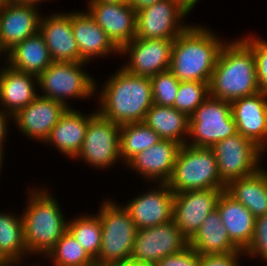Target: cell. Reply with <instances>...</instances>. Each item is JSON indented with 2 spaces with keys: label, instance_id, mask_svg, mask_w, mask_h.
<instances>
[{
  "label": "cell",
  "instance_id": "cell-39",
  "mask_svg": "<svg viewBox=\"0 0 267 266\" xmlns=\"http://www.w3.org/2000/svg\"><path fill=\"white\" fill-rule=\"evenodd\" d=\"M241 252L216 254V255H201L200 266H238L237 255Z\"/></svg>",
  "mask_w": 267,
  "mask_h": 266
},
{
  "label": "cell",
  "instance_id": "cell-21",
  "mask_svg": "<svg viewBox=\"0 0 267 266\" xmlns=\"http://www.w3.org/2000/svg\"><path fill=\"white\" fill-rule=\"evenodd\" d=\"M230 240L245 251L254 236L255 216L242 204L222 191L216 205Z\"/></svg>",
  "mask_w": 267,
  "mask_h": 266
},
{
  "label": "cell",
  "instance_id": "cell-1",
  "mask_svg": "<svg viewBox=\"0 0 267 266\" xmlns=\"http://www.w3.org/2000/svg\"><path fill=\"white\" fill-rule=\"evenodd\" d=\"M224 44L209 83V96L232 102L260 92L251 47L242 39Z\"/></svg>",
  "mask_w": 267,
  "mask_h": 266
},
{
  "label": "cell",
  "instance_id": "cell-11",
  "mask_svg": "<svg viewBox=\"0 0 267 266\" xmlns=\"http://www.w3.org/2000/svg\"><path fill=\"white\" fill-rule=\"evenodd\" d=\"M120 126L97 113L86 129L82 147L75 158L86 160L96 167L111 166L120 157Z\"/></svg>",
  "mask_w": 267,
  "mask_h": 266
},
{
  "label": "cell",
  "instance_id": "cell-3",
  "mask_svg": "<svg viewBox=\"0 0 267 266\" xmlns=\"http://www.w3.org/2000/svg\"><path fill=\"white\" fill-rule=\"evenodd\" d=\"M223 45L208 29L187 26L173 42L169 70L179 81L210 83Z\"/></svg>",
  "mask_w": 267,
  "mask_h": 266
},
{
  "label": "cell",
  "instance_id": "cell-43",
  "mask_svg": "<svg viewBox=\"0 0 267 266\" xmlns=\"http://www.w3.org/2000/svg\"><path fill=\"white\" fill-rule=\"evenodd\" d=\"M119 266H157V264L154 262H140L135 260H129L128 262H125Z\"/></svg>",
  "mask_w": 267,
  "mask_h": 266
},
{
  "label": "cell",
  "instance_id": "cell-19",
  "mask_svg": "<svg viewBox=\"0 0 267 266\" xmlns=\"http://www.w3.org/2000/svg\"><path fill=\"white\" fill-rule=\"evenodd\" d=\"M67 109V105L38 96L13 118L25 135L45 141Z\"/></svg>",
  "mask_w": 267,
  "mask_h": 266
},
{
  "label": "cell",
  "instance_id": "cell-41",
  "mask_svg": "<svg viewBox=\"0 0 267 266\" xmlns=\"http://www.w3.org/2000/svg\"><path fill=\"white\" fill-rule=\"evenodd\" d=\"M6 113L0 111V150L2 151V143L6 135Z\"/></svg>",
  "mask_w": 267,
  "mask_h": 266
},
{
  "label": "cell",
  "instance_id": "cell-36",
  "mask_svg": "<svg viewBox=\"0 0 267 266\" xmlns=\"http://www.w3.org/2000/svg\"><path fill=\"white\" fill-rule=\"evenodd\" d=\"M252 49L260 91L267 93V41L243 39Z\"/></svg>",
  "mask_w": 267,
  "mask_h": 266
},
{
  "label": "cell",
  "instance_id": "cell-26",
  "mask_svg": "<svg viewBox=\"0 0 267 266\" xmlns=\"http://www.w3.org/2000/svg\"><path fill=\"white\" fill-rule=\"evenodd\" d=\"M32 77L37 79L32 74L17 71L10 66L0 72V101L12 117L38 97Z\"/></svg>",
  "mask_w": 267,
  "mask_h": 266
},
{
  "label": "cell",
  "instance_id": "cell-25",
  "mask_svg": "<svg viewBox=\"0 0 267 266\" xmlns=\"http://www.w3.org/2000/svg\"><path fill=\"white\" fill-rule=\"evenodd\" d=\"M97 113L85 117L79 111L68 108L45 142H52L60 152L75 158L82 147L89 121Z\"/></svg>",
  "mask_w": 267,
  "mask_h": 266
},
{
  "label": "cell",
  "instance_id": "cell-29",
  "mask_svg": "<svg viewBox=\"0 0 267 266\" xmlns=\"http://www.w3.org/2000/svg\"><path fill=\"white\" fill-rule=\"evenodd\" d=\"M144 123L163 140H172L181 146L187 144L182 135L189 133V116L174 107L153 104L146 113Z\"/></svg>",
  "mask_w": 267,
  "mask_h": 266
},
{
  "label": "cell",
  "instance_id": "cell-38",
  "mask_svg": "<svg viewBox=\"0 0 267 266\" xmlns=\"http://www.w3.org/2000/svg\"><path fill=\"white\" fill-rule=\"evenodd\" d=\"M157 266H200L201 255L191 246L160 259Z\"/></svg>",
  "mask_w": 267,
  "mask_h": 266
},
{
  "label": "cell",
  "instance_id": "cell-44",
  "mask_svg": "<svg viewBox=\"0 0 267 266\" xmlns=\"http://www.w3.org/2000/svg\"><path fill=\"white\" fill-rule=\"evenodd\" d=\"M90 2H102L107 4H123L128 3L129 0H91Z\"/></svg>",
  "mask_w": 267,
  "mask_h": 266
},
{
  "label": "cell",
  "instance_id": "cell-28",
  "mask_svg": "<svg viewBox=\"0 0 267 266\" xmlns=\"http://www.w3.org/2000/svg\"><path fill=\"white\" fill-rule=\"evenodd\" d=\"M225 191L255 218L267 214V171L260 168L251 175L233 180L226 185Z\"/></svg>",
  "mask_w": 267,
  "mask_h": 266
},
{
  "label": "cell",
  "instance_id": "cell-35",
  "mask_svg": "<svg viewBox=\"0 0 267 266\" xmlns=\"http://www.w3.org/2000/svg\"><path fill=\"white\" fill-rule=\"evenodd\" d=\"M153 103L159 106L173 107L180 81L170 71H163L150 77Z\"/></svg>",
  "mask_w": 267,
  "mask_h": 266
},
{
  "label": "cell",
  "instance_id": "cell-7",
  "mask_svg": "<svg viewBox=\"0 0 267 266\" xmlns=\"http://www.w3.org/2000/svg\"><path fill=\"white\" fill-rule=\"evenodd\" d=\"M237 133L228 101L211 96L190 115L189 133L194 136L191 146L211 148Z\"/></svg>",
  "mask_w": 267,
  "mask_h": 266
},
{
  "label": "cell",
  "instance_id": "cell-24",
  "mask_svg": "<svg viewBox=\"0 0 267 266\" xmlns=\"http://www.w3.org/2000/svg\"><path fill=\"white\" fill-rule=\"evenodd\" d=\"M189 246L200 255H216L241 251L230 240L217 208L207 215L196 234L189 240Z\"/></svg>",
  "mask_w": 267,
  "mask_h": 266
},
{
  "label": "cell",
  "instance_id": "cell-42",
  "mask_svg": "<svg viewBox=\"0 0 267 266\" xmlns=\"http://www.w3.org/2000/svg\"><path fill=\"white\" fill-rule=\"evenodd\" d=\"M176 2L180 7H182L187 13L194 7L198 0H171Z\"/></svg>",
  "mask_w": 267,
  "mask_h": 266
},
{
  "label": "cell",
  "instance_id": "cell-13",
  "mask_svg": "<svg viewBox=\"0 0 267 266\" xmlns=\"http://www.w3.org/2000/svg\"><path fill=\"white\" fill-rule=\"evenodd\" d=\"M225 189L189 190L174 193L173 221L190 240L207 215L216 209L217 201Z\"/></svg>",
  "mask_w": 267,
  "mask_h": 266
},
{
  "label": "cell",
  "instance_id": "cell-32",
  "mask_svg": "<svg viewBox=\"0 0 267 266\" xmlns=\"http://www.w3.org/2000/svg\"><path fill=\"white\" fill-rule=\"evenodd\" d=\"M67 230L95 261L102 241V225L99 216H81V218L67 223Z\"/></svg>",
  "mask_w": 267,
  "mask_h": 266
},
{
  "label": "cell",
  "instance_id": "cell-15",
  "mask_svg": "<svg viewBox=\"0 0 267 266\" xmlns=\"http://www.w3.org/2000/svg\"><path fill=\"white\" fill-rule=\"evenodd\" d=\"M33 2H10L0 6V48L9 51L39 32L40 16Z\"/></svg>",
  "mask_w": 267,
  "mask_h": 266
},
{
  "label": "cell",
  "instance_id": "cell-6",
  "mask_svg": "<svg viewBox=\"0 0 267 266\" xmlns=\"http://www.w3.org/2000/svg\"><path fill=\"white\" fill-rule=\"evenodd\" d=\"M98 216L102 225V241L95 265L119 266L128 262L137 230L128 211L115 203L106 202Z\"/></svg>",
  "mask_w": 267,
  "mask_h": 266
},
{
  "label": "cell",
  "instance_id": "cell-17",
  "mask_svg": "<svg viewBox=\"0 0 267 266\" xmlns=\"http://www.w3.org/2000/svg\"><path fill=\"white\" fill-rule=\"evenodd\" d=\"M267 93L260 91L252 96L230 102L237 133L254 142L262 150L267 137Z\"/></svg>",
  "mask_w": 267,
  "mask_h": 266
},
{
  "label": "cell",
  "instance_id": "cell-46",
  "mask_svg": "<svg viewBox=\"0 0 267 266\" xmlns=\"http://www.w3.org/2000/svg\"><path fill=\"white\" fill-rule=\"evenodd\" d=\"M18 263V261H0V266H9V263H10V265H11V263H12V265H13V263Z\"/></svg>",
  "mask_w": 267,
  "mask_h": 266
},
{
  "label": "cell",
  "instance_id": "cell-5",
  "mask_svg": "<svg viewBox=\"0 0 267 266\" xmlns=\"http://www.w3.org/2000/svg\"><path fill=\"white\" fill-rule=\"evenodd\" d=\"M167 184L173 193L226 187L220 180L212 149L188 144L180 146L172 176Z\"/></svg>",
  "mask_w": 267,
  "mask_h": 266
},
{
  "label": "cell",
  "instance_id": "cell-33",
  "mask_svg": "<svg viewBox=\"0 0 267 266\" xmlns=\"http://www.w3.org/2000/svg\"><path fill=\"white\" fill-rule=\"evenodd\" d=\"M56 266H96L95 261L67 230L48 252Z\"/></svg>",
  "mask_w": 267,
  "mask_h": 266
},
{
  "label": "cell",
  "instance_id": "cell-10",
  "mask_svg": "<svg viewBox=\"0 0 267 266\" xmlns=\"http://www.w3.org/2000/svg\"><path fill=\"white\" fill-rule=\"evenodd\" d=\"M189 246V240L172 220L166 224L136 230L130 260L157 263Z\"/></svg>",
  "mask_w": 267,
  "mask_h": 266
},
{
  "label": "cell",
  "instance_id": "cell-22",
  "mask_svg": "<svg viewBox=\"0 0 267 266\" xmlns=\"http://www.w3.org/2000/svg\"><path fill=\"white\" fill-rule=\"evenodd\" d=\"M180 144L172 140H161L138 153L127 164L138 170L147 179L158 178L167 183L172 176Z\"/></svg>",
  "mask_w": 267,
  "mask_h": 266
},
{
  "label": "cell",
  "instance_id": "cell-14",
  "mask_svg": "<svg viewBox=\"0 0 267 266\" xmlns=\"http://www.w3.org/2000/svg\"><path fill=\"white\" fill-rule=\"evenodd\" d=\"M174 40L135 37L120 50V53L131 54L130 64L123 68L130 74L144 77H152L169 70Z\"/></svg>",
  "mask_w": 267,
  "mask_h": 266
},
{
  "label": "cell",
  "instance_id": "cell-37",
  "mask_svg": "<svg viewBox=\"0 0 267 266\" xmlns=\"http://www.w3.org/2000/svg\"><path fill=\"white\" fill-rule=\"evenodd\" d=\"M244 252L252 256L259 254L267 261V214L256 218L254 236Z\"/></svg>",
  "mask_w": 267,
  "mask_h": 266
},
{
  "label": "cell",
  "instance_id": "cell-27",
  "mask_svg": "<svg viewBox=\"0 0 267 266\" xmlns=\"http://www.w3.org/2000/svg\"><path fill=\"white\" fill-rule=\"evenodd\" d=\"M12 69L38 77L53 62L42 35L38 32L8 51Z\"/></svg>",
  "mask_w": 267,
  "mask_h": 266
},
{
  "label": "cell",
  "instance_id": "cell-9",
  "mask_svg": "<svg viewBox=\"0 0 267 266\" xmlns=\"http://www.w3.org/2000/svg\"><path fill=\"white\" fill-rule=\"evenodd\" d=\"M84 62L53 61L37 77V82L45 91L41 97L53 99L64 105L65 97H88L95 89V82L81 70Z\"/></svg>",
  "mask_w": 267,
  "mask_h": 266
},
{
  "label": "cell",
  "instance_id": "cell-2",
  "mask_svg": "<svg viewBox=\"0 0 267 266\" xmlns=\"http://www.w3.org/2000/svg\"><path fill=\"white\" fill-rule=\"evenodd\" d=\"M102 90L99 114L121 126L144 122L154 104L150 77L133 75L121 68Z\"/></svg>",
  "mask_w": 267,
  "mask_h": 266
},
{
  "label": "cell",
  "instance_id": "cell-16",
  "mask_svg": "<svg viewBox=\"0 0 267 266\" xmlns=\"http://www.w3.org/2000/svg\"><path fill=\"white\" fill-rule=\"evenodd\" d=\"M89 14L121 50L136 36V11L128 4L90 2Z\"/></svg>",
  "mask_w": 267,
  "mask_h": 266
},
{
  "label": "cell",
  "instance_id": "cell-8",
  "mask_svg": "<svg viewBox=\"0 0 267 266\" xmlns=\"http://www.w3.org/2000/svg\"><path fill=\"white\" fill-rule=\"evenodd\" d=\"M211 149L217 161L220 180L225 185L260 169L257 162L263 150L240 133L219 141Z\"/></svg>",
  "mask_w": 267,
  "mask_h": 266
},
{
  "label": "cell",
  "instance_id": "cell-20",
  "mask_svg": "<svg viewBox=\"0 0 267 266\" xmlns=\"http://www.w3.org/2000/svg\"><path fill=\"white\" fill-rule=\"evenodd\" d=\"M39 33L49 50L52 61L86 62L79 52L73 35L71 13L40 20Z\"/></svg>",
  "mask_w": 267,
  "mask_h": 266
},
{
  "label": "cell",
  "instance_id": "cell-47",
  "mask_svg": "<svg viewBox=\"0 0 267 266\" xmlns=\"http://www.w3.org/2000/svg\"><path fill=\"white\" fill-rule=\"evenodd\" d=\"M8 0H0V6H2L4 3H6Z\"/></svg>",
  "mask_w": 267,
  "mask_h": 266
},
{
  "label": "cell",
  "instance_id": "cell-12",
  "mask_svg": "<svg viewBox=\"0 0 267 266\" xmlns=\"http://www.w3.org/2000/svg\"><path fill=\"white\" fill-rule=\"evenodd\" d=\"M187 12L176 2L161 0L136 12V38L175 39L187 27L179 26V19ZM178 25V26H177Z\"/></svg>",
  "mask_w": 267,
  "mask_h": 266
},
{
  "label": "cell",
  "instance_id": "cell-23",
  "mask_svg": "<svg viewBox=\"0 0 267 266\" xmlns=\"http://www.w3.org/2000/svg\"><path fill=\"white\" fill-rule=\"evenodd\" d=\"M71 23L80 56L85 61H88L90 57L106 55L111 51L120 53V50L112 43L107 33L88 12L71 13Z\"/></svg>",
  "mask_w": 267,
  "mask_h": 266
},
{
  "label": "cell",
  "instance_id": "cell-18",
  "mask_svg": "<svg viewBox=\"0 0 267 266\" xmlns=\"http://www.w3.org/2000/svg\"><path fill=\"white\" fill-rule=\"evenodd\" d=\"M131 201L124 208L128 211L137 229L166 224L173 220L174 193L167 183Z\"/></svg>",
  "mask_w": 267,
  "mask_h": 266
},
{
  "label": "cell",
  "instance_id": "cell-40",
  "mask_svg": "<svg viewBox=\"0 0 267 266\" xmlns=\"http://www.w3.org/2000/svg\"><path fill=\"white\" fill-rule=\"evenodd\" d=\"M161 0H129L128 4L137 12Z\"/></svg>",
  "mask_w": 267,
  "mask_h": 266
},
{
  "label": "cell",
  "instance_id": "cell-4",
  "mask_svg": "<svg viewBox=\"0 0 267 266\" xmlns=\"http://www.w3.org/2000/svg\"><path fill=\"white\" fill-rule=\"evenodd\" d=\"M31 193L29 206L22 215L27 252L48 254L67 231V223L54 198L46 192ZM34 194V195H33Z\"/></svg>",
  "mask_w": 267,
  "mask_h": 266
},
{
  "label": "cell",
  "instance_id": "cell-30",
  "mask_svg": "<svg viewBox=\"0 0 267 266\" xmlns=\"http://www.w3.org/2000/svg\"><path fill=\"white\" fill-rule=\"evenodd\" d=\"M120 155L128 163L138 153L163 140L144 122L129 123L120 126Z\"/></svg>",
  "mask_w": 267,
  "mask_h": 266
},
{
  "label": "cell",
  "instance_id": "cell-34",
  "mask_svg": "<svg viewBox=\"0 0 267 266\" xmlns=\"http://www.w3.org/2000/svg\"><path fill=\"white\" fill-rule=\"evenodd\" d=\"M207 96V97H206ZM209 83L180 81L173 107L190 115L208 98Z\"/></svg>",
  "mask_w": 267,
  "mask_h": 266
},
{
  "label": "cell",
  "instance_id": "cell-31",
  "mask_svg": "<svg viewBox=\"0 0 267 266\" xmlns=\"http://www.w3.org/2000/svg\"><path fill=\"white\" fill-rule=\"evenodd\" d=\"M14 217L0 214V261H19L27 253L22 218Z\"/></svg>",
  "mask_w": 267,
  "mask_h": 266
},
{
  "label": "cell",
  "instance_id": "cell-48",
  "mask_svg": "<svg viewBox=\"0 0 267 266\" xmlns=\"http://www.w3.org/2000/svg\"><path fill=\"white\" fill-rule=\"evenodd\" d=\"M2 152H3V151L0 150V167H1V164H2V163H1V160H2V158H1V157H2Z\"/></svg>",
  "mask_w": 267,
  "mask_h": 266
},
{
  "label": "cell",
  "instance_id": "cell-45",
  "mask_svg": "<svg viewBox=\"0 0 267 266\" xmlns=\"http://www.w3.org/2000/svg\"><path fill=\"white\" fill-rule=\"evenodd\" d=\"M10 2H33V3H37L40 2L41 0H8Z\"/></svg>",
  "mask_w": 267,
  "mask_h": 266
}]
</instances>
